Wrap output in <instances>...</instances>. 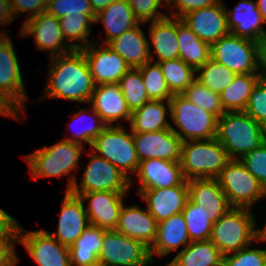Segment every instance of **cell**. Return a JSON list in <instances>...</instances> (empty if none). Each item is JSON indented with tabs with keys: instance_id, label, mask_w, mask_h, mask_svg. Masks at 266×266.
<instances>
[{
	"instance_id": "26",
	"label": "cell",
	"mask_w": 266,
	"mask_h": 266,
	"mask_svg": "<svg viewBox=\"0 0 266 266\" xmlns=\"http://www.w3.org/2000/svg\"><path fill=\"white\" fill-rule=\"evenodd\" d=\"M190 242L183 213L162 220L158 222L155 241L149 248L151 261L153 262L154 254L160 257L167 256L181 246L184 249Z\"/></svg>"
},
{
	"instance_id": "37",
	"label": "cell",
	"mask_w": 266,
	"mask_h": 266,
	"mask_svg": "<svg viewBox=\"0 0 266 266\" xmlns=\"http://www.w3.org/2000/svg\"><path fill=\"white\" fill-rule=\"evenodd\" d=\"M158 63L173 95L182 94L196 80V70L180 58Z\"/></svg>"
},
{
	"instance_id": "31",
	"label": "cell",
	"mask_w": 266,
	"mask_h": 266,
	"mask_svg": "<svg viewBox=\"0 0 266 266\" xmlns=\"http://www.w3.org/2000/svg\"><path fill=\"white\" fill-rule=\"evenodd\" d=\"M105 229L88 225L80 237L69 247L71 266H100L98 255Z\"/></svg>"
},
{
	"instance_id": "15",
	"label": "cell",
	"mask_w": 266,
	"mask_h": 266,
	"mask_svg": "<svg viewBox=\"0 0 266 266\" xmlns=\"http://www.w3.org/2000/svg\"><path fill=\"white\" fill-rule=\"evenodd\" d=\"M95 45L97 43L94 40L82 50L87 59L94 84H118L130 66L107 44L103 46L101 43L99 49Z\"/></svg>"
},
{
	"instance_id": "19",
	"label": "cell",
	"mask_w": 266,
	"mask_h": 266,
	"mask_svg": "<svg viewBox=\"0 0 266 266\" xmlns=\"http://www.w3.org/2000/svg\"><path fill=\"white\" fill-rule=\"evenodd\" d=\"M187 183L189 200L197 205L211 222L216 223L232 208L216 178L191 179Z\"/></svg>"
},
{
	"instance_id": "51",
	"label": "cell",
	"mask_w": 266,
	"mask_h": 266,
	"mask_svg": "<svg viewBox=\"0 0 266 266\" xmlns=\"http://www.w3.org/2000/svg\"><path fill=\"white\" fill-rule=\"evenodd\" d=\"M20 223L0 208V235H18Z\"/></svg>"
},
{
	"instance_id": "5",
	"label": "cell",
	"mask_w": 266,
	"mask_h": 266,
	"mask_svg": "<svg viewBox=\"0 0 266 266\" xmlns=\"http://www.w3.org/2000/svg\"><path fill=\"white\" fill-rule=\"evenodd\" d=\"M255 219L251 209L232 207L213 223L210 241L223 256L246 248L258 241Z\"/></svg>"
},
{
	"instance_id": "42",
	"label": "cell",
	"mask_w": 266,
	"mask_h": 266,
	"mask_svg": "<svg viewBox=\"0 0 266 266\" xmlns=\"http://www.w3.org/2000/svg\"><path fill=\"white\" fill-rule=\"evenodd\" d=\"M181 95L196 106L213 113L217 118L225 113L221 104L220 94L211 91L198 80H195Z\"/></svg>"
},
{
	"instance_id": "14",
	"label": "cell",
	"mask_w": 266,
	"mask_h": 266,
	"mask_svg": "<svg viewBox=\"0 0 266 266\" xmlns=\"http://www.w3.org/2000/svg\"><path fill=\"white\" fill-rule=\"evenodd\" d=\"M20 34L22 37L33 35L36 49L49 51V58L72 51L65 42L60 19L47 12L26 20L22 25Z\"/></svg>"
},
{
	"instance_id": "16",
	"label": "cell",
	"mask_w": 266,
	"mask_h": 266,
	"mask_svg": "<svg viewBox=\"0 0 266 266\" xmlns=\"http://www.w3.org/2000/svg\"><path fill=\"white\" fill-rule=\"evenodd\" d=\"M82 201L88 200L85 208L89 223L105 230H115L127 192H89L72 193Z\"/></svg>"
},
{
	"instance_id": "9",
	"label": "cell",
	"mask_w": 266,
	"mask_h": 266,
	"mask_svg": "<svg viewBox=\"0 0 266 266\" xmlns=\"http://www.w3.org/2000/svg\"><path fill=\"white\" fill-rule=\"evenodd\" d=\"M211 58L236 74H259L258 42L231 32L211 45Z\"/></svg>"
},
{
	"instance_id": "45",
	"label": "cell",
	"mask_w": 266,
	"mask_h": 266,
	"mask_svg": "<svg viewBox=\"0 0 266 266\" xmlns=\"http://www.w3.org/2000/svg\"><path fill=\"white\" fill-rule=\"evenodd\" d=\"M129 6L133 10L135 19L143 24L147 22H153L160 20L167 16V14H161L160 6H168L167 0H127ZM164 3H163V2ZM163 3V4H162Z\"/></svg>"
},
{
	"instance_id": "8",
	"label": "cell",
	"mask_w": 266,
	"mask_h": 266,
	"mask_svg": "<svg viewBox=\"0 0 266 266\" xmlns=\"http://www.w3.org/2000/svg\"><path fill=\"white\" fill-rule=\"evenodd\" d=\"M231 207L252 209L266 191L240 160H231L216 177Z\"/></svg>"
},
{
	"instance_id": "2",
	"label": "cell",
	"mask_w": 266,
	"mask_h": 266,
	"mask_svg": "<svg viewBox=\"0 0 266 266\" xmlns=\"http://www.w3.org/2000/svg\"><path fill=\"white\" fill-rule=\"evenodd\" d=\"M216 138L231 160H240L266 141V128L245 111H227L218 118Z\"/></svg>"
},
{
	"instance_id": "4",
	"label": "cell",
	"mask_w": 266,
	"mask_h": 266,
	"mask_svg": "<svg viewBox=\"0 0 266 266\" xmlns=\"http://www.w3.org/2000/svg\"><path fill=\"white\" fill-rule=\"evenodd\" d=\"M231 161L217 138L184 141L181 144V168L185 180L216 178Z\"/></svg>"
},
{
	"instance_id": "35",
	"label": "cell",
	"mask_w": 266,
	"mask_h": 266,
	"mask_svg": "<svg viewBox=\"0 0 266 266\" xmlns=\"http://www.w3.org/2000/svg\"><path fill=\"white\" fill-rule=\"evenodd\" d=\"M94 20L90 16H63L60 18V26L66 44L72 50H83L94 41H89L91 26ZM80 42L74 43V42Z\"/></svg>"
},
{
	"instance_id": "22",
	"label": "cell",
	"mask_w": 266,
	"mask_h": 266,
	"mask_svg": "<svg viewBox=\"0 0 266 266\" xmlns=\"http://www.w3.org/2000/svg\"><path fill=\"white\" fill-rule=\"evenodd\" d=\"M147 204L146 208L157 222L182 213L188 197V183L179 186L137 191Z\"/></svg>"
},
{
	"instance_id": "48",
	"label": "cell",
	"mask_w": 266,
	"mask_h": 266,
	"mask_svg": "<svg viewBox=\"0 0 266 266\" xmlns=\"http://www.w3.org/2000/svg\"><path fill=\"white\" fill-rule=\"evenodd\" d=\"M10 10L13 18H18L21 13H28L29 16L26 20H29L43 12H46L47 3L45 0H9Z\"/></svg>"
},
{
	"instance_id": "11",
	"label": "cell",
	"mask_w": 266,
	"mask_h": 266,
	"mask_svg": "<svg viewBox=\"0 0 266 266\" xmlns=\"http://www.w3.org/2000/svg\"><path fill=\"white\" fill-rule=\"evenodd\" d=\"M18 60L11 36L0 32V95L18 113H26L28 98Z\"/></svg>"
},
{
	"instance_id": "40",
	"label": "cell",
	"mask_w": 266,
	"mask_h": 266,
	"mask_svg": "<svg viewBox=\"0 0 266 266\" xmlns=\"http://www.w3.org/2000/svg\"><path fill=\"white\" fill-rule=\"evenodd\" d=\"M150 100H170L173 97L159 63L146 62L139 67Z\"/></svg>"
},
{
	"instance_id": "47",
	"label": "cell",
	"mask_w": 266,
	"mask_h": 266,
	"mask_svg": "<svg viewBox=\"0 0 266 266\" xmlns=\"http://www.w3.org/2000/svg\"><path fill=\"white\" fill-rule=\"evenodd\" d=\"M266 191V141L240 159Z\"/></svg>"
},
{
	"instance_id": "54",
	"label": "cell",
	"mask_w": 266,
	"mask_h": 266,
	"mask_svg": "<svg viewBox=\"0 0 266 266\" xmlns=\"http://www.w3.org/2000/svg\"><path fill=\"white\" fill-rule=\"evenodd\" d=\"M0 116L19 121L18 112L0 95Z\"/></svg>"
},
{
	"instance_id": "46",
	"label": "cell",
	"mask_w": 266,
	"mask_h": 266,
	"mask_svg": "<svg viewBox=\"0 0 266 266\" xmlns=\"http://www.w3.org/2000/svg\"><path fill=\"white\" fill-rule=\"evenodd\" d=\"M245 112L266 128V80L260 78L253 88Z\"/></svg>"
},
{
	"instance_id": "13",
	"label": "cell",
	"mask_w": 266,
	"mask_h": 266,
	"mask_svg": "<svg viewBox=\"0 0 266 266\" xmlns=\"http://www.w3.org/2000/svg\"><path fill=\"white\" fill-rule=\"evenodd\" d=\"M20 243L38 266H71L69 247L62 245L43 228L26 232L20 225Z\"/></svg>"
},
{
	"instance_id": "49",
	"label": "cell",
	"mask_w": 266,
	"mask_h": 266,
	"mask_svg": "<svg viewBox=\"0 0 266 266\" xmlns=\"http://www.w3.org/2000/svg\"><path fill=\"white\" fill-rule=\"evenodd\" d=\"M15 244H18V235H0V266H17Z\"/></svg>"
},
{
	"instance_id": "18",
	"label": "cell",
	"mask_w": 266,
	"mask_h": 266,
	"mask_svg": "<svg viewBox=\"0 0 266 266\" xmlns=\"http://www.w3.org/2000/svg\"><path fill=\"white\" fill-rule=\"evenodd\" d=\"M139 161L163 159L173 162L181 160L182 140L170 129L155 132L133 133Z\"/></svg>"
},
{
	"instance_id": "55",
	"label": "cell",
	"mask_w": 266,
	"mask_h": 266,
	"mask_svg": "<svg viewBox=\"0 0 266 266\" xmlns=\"http://www.w3.org/2000/svg\"><path fill=\"white\" fill-rule=\"evenodd\" d=\"M91 8L95 14L99 13L101 10L105 9L115 0H89Z\"/></svg>"
},
{
	"instance_id": "52",
	"label": "cell",
	"mask_w": 266,
	"mask_h": 266,
	"mask_svg": "<svg viewBox=\"0 0 266 266\" xmlns=\"http://www.w3.org/2000/svg\"><path fill=\"white\" fill-rule=\"evenodd\" d=\"M259 75L266 80V35L258 42Z\"/></svg>"
},
{
	"instance_id": "12",
	"label": "cell",
	"mask_w": 266,
	"mask_h": 266,
	"mask_svg": "<svg viewBox=\"0 0 266 266\" xmlns=\"http://www.w3.org/2000/svg\"><path fill=\"white\" fill-rule=\"evenodd\" d=\"M90 155L87 167L81 183L77 180L71 187L70 193H89L101 191L128 192L130 188V179L124 175L117 167L106 159L95 154Z\"/></svg>"
},
{
	"instance_id": "38",
	"label": "cell",
	"mask_w": 266,
	"mask_h": 266,
	"mask_svg": "<svg viewBox=\"0 0 266 266\" xmlns=\"http://www.w3.org/2000/svg\"><path fill=\"white\" fill-rule=\"evenodd\" d=\"M118 84L131 113L150 101L139 68H130Z\"/></svg>"
},
{
	"instance_id": "44",
	"label": "cell",
	"mask_w": 266,
	"mask_h": 266,
	"mask_svg": "<svg viewBox=\"0 0 266 266\" xmlns=\"http://www.w3.org/2000/svg\"><path fill=\"white\" fill-rule=\"evenodd\" d=\"M222 266H266V249L248 246L223 256Z\"/></svg>"
},
{
	"instance_id": "53",
	"label": "cell",
	"mask_w": 266,
	"mask_h": 266,
	"mask_svg": "<svg viewBox=\"0 0 266 266\" xmlns=\"http://www.w3.org/2000/svg\"><path fill=\"white\" fill-rule=\"evenodd\" d=\"M12 21L14 18L10 10L9 0H0V27L10 24Z\"/></svg>"
},
{
	"instance_id": "39",
	"label": "cell",
	"mask_w": 266,
	"mask_h": 266,
	"mask_svg": "<svg viewBox=\"0 0 266 266\" xmlns=\"http://www.w3.org/2000/svg\"><path fill=\"white\" fill-rule=\"evenodd\" d=\"M198 80L211 91L221 94L233 81L236 73L226 66L210 58L202 67L196 70Z\"/></svg>"
},
{
	"instance_id": "34",
	"label": "cell",
	"mask_w": 266,
	"mask_h": 266,
	"mask_svg": "<svg viewBox=\"0 0 266 266\" xmlns=\"http://www.w3.org/2000/svg\"><path fill=\"white\" fill-rule=\"evenodd\" d=\"M259 79V74H236L231 84L220 94L224 111H245L252 90Z\"/></svg>"
},
{
	"instance_id": "24",
	"label": "cell",
	"mask_w": 266,
	"mask_h": 266,
	"mask_svg": "<svg viewBox=\"0 0 266 266\" xmlns=\"http://www.w3.org/2000/svg\"><path fill=\"white\" fill-rule=\"evenodd\" d=\"M226 14L229 32L256 42L266 35L263 27L266 22L257 8L256 1L241 0L233 10L226 7Z\"/></svg>"
},
{
	"instance_id": "57",
	"label": "cell",
	"mask_w": 266,
	"mask_h": 266,
	"mask_svg": "<svg viewBox=\"0 0 266 266\" xmlns=\"http://www.w3.org/2000/svg\"><path fill=\"white\" fill-rule=\"evenodd\" d=\"M266 199V198H265ZM257 240L260 242H266V224L264 225V228L257 229Z\"/></svg>"
},
{
	"instance_id": "3",
	"label": "cell",
	"mask_w": 266,
	"mask_h": 266,
	"mask_svg": "<svg viewBox=\"0 0 266 266\" xmlns=\"http://www.w3.org/2000/svg\"><path fill=\"white\" fill-rule=\"evenodd\" d=\"M83 148L84 146L81 144L62 139L53 145L42 146L41 149L25 155L23 158L29 165L28 172L32 179L62 177L71 174L66 190V192H70L77 179L71 172L79 168L82 152L86 153Z\"/></svg>"
},
{
	"instance_id": "43",
	"label": "cell",
	"mask_w": 266,
	"mask_h": 266,
	"mask_svg": "<svg viewBox=\"0 0 266 266\" xmlns=\"http://www.w3.org/2000/svg\"><path fill=\"white\" fill-rule=\"evenodd\" d=\"M46 12L59 19L63 16H90L95 21L96 17L89 0H52L47 3Z\"/></svg>"
},
{
	"instance_id": "10",
	"label": "cell",
	"mask_w": 266,
	"mask_h": 266,
	"mask_svg": "<svg viewBox=\"0 0 266 266\" xmlns=\"http://www.w3.org/2000/svg\"><path fill=\"white\" fill-rule=\"evenodd\" d=\"M100 266H148L152 264L149 248L117 230H105L100 253Z\"/></svg>"
},
{
	"instance_id": "23",
	"label": "cell",
	"mask_w": 266,
	"mask_h": 266,
	"mask_svg": "<svg viewBox=\"0 0 266 266\" xmlns=\"http://www.w3.org/2000/svg\"><path fill=\"white\" fill-rule=\"evenodd\" d=\"M90 106L98 113L107 126H113L120 119L130 122L131 111L123 97L119 84L95 85Z\"/></svg>"
},
{
	"instance_id": "1",
	"label": "cell",
	"mask_w": 266,
	"mask_h": 266,
	"mask_svg": "<svg viewBox=\"0 0 266 266\" xmlns=\"http://www.w3.org/2000/svg\"><path fill=\"white\" fill-rule=\"evenodd\" d=\"M49 59L44 99L60 98L89 103L95 84L83 51L72 50Z\"/></svg>"
},
{
	"instance_id": "20",
	"label": "cell",
	"mask_w": 266,
	"mask_h": 266,
	"mask_svg": "<svg viewBox=\"0 0 266 266\" xmlns=\"http://www.w3.org/2000/svg\"><path fill=\"white\" fill-rule=\"evenodd\" d=\"M60 215L57 223V232H49L62 245L70 247L90 225L84 207V201L70 192L65 191L61 200Z\"/></svg>"
},
{
	"instance_id": "56",
	"label": "cell",
	"mask_w": 266,
	"mask_h": 266,
	"mask_svg": "<svg viewBox=\"0 0 266 266\" xmlns=\"http://www.w3.org/2000/svg\"><path fill=\"white\" fill-rule=\"evenodd\" d=\"M257 8L262 15L263 20L266 22V0H257Z\"/></svg>"
},
{
	"instance_id": "21",
	"label": "cell",
	"mask_w": 266,
	"mask_h": 266,
	"mask_svg": "<svg viewBox=\"0 0 266 266\" xmlns=\"http://www.w3.org/2000/svg\"><path fill=\"white\" fill-rule=\"evenodd\" d=\"M134 176L139 178L138 191L179 186L185 181L180 162L154 158L139 162Z\"/></svg>"
},
{
	"instance_id": "36",
	"label": "cell",
	"mask_w": 266,
	"mask_h": 266,
	"mask_svg": "<svg viewBox=\"0 0 266 266\" xmlns=\"http://www.w3.org/2000/svg\"><path fill=\"white\" fill-rule=\"evenodd\" d=\"M89 109L90 110L88 111V109L86 108H81L78 112L73 114V119L70 120L71 122L70 124H68V127H71V123H75L76 121L79 123L78 125L82 124L85 126H82V128H79V130L73 131V135L71 137H68L67 135L64 140L75 142L81 145H85V143H88L91 146L93 140L97 138L101 134V132L107 127L106 123L91 106L89 107ZM86 114H89L88 117L86 116ZM85 122L87 123V125Z\"/></svg>"
},
{
	"instance_id": "32",
	"label": "cell",
	"mask_w": 266,
	"mask_h": 266,
	"mask_svg": "<svg viewBox=\"0 0 266 266\" xmlns=\"http://www.w3.org/2000/svg\"><path fill=\"white\" fill-rule=\"evenodd\" d=\"M177 38L179 58L188 66L197 70L211 58V45L200 40L181 18H177Z\"/></svg>"
},
{
	"instance_id": "33",
	"label": "cell",
	"mask_w": 266,
	"mask_h": 266,
	"mask_svg": "<svg viewBox=\"0 0 266 266\" xmlns=\"http://www.w3.org/2000/svg\"><path fill=\"white\" fill-rule=\"evenodd\" d=\"M172 261L177 266H222L223 255L210 241H193L181 249Z\"/></svg>"
},
{
	"instance_id": "7",
	"label": "cell",
	"mask_w": 266,
	"mask_h": 266,
	"mask_svg": "<svg viewBox=\"0 0 266 266\" xmlns=\"http://www.w3.org/2000/svg\"><path fill=\"white\" fill-rule=\"evenodd\" d=\"M123 126L122 124L107 126L93 140L91 147L95 154L112 163L126 175L130 179V185H132V178L129 173L132 172L135 175L140 161L135 149L133 132L127 133Z\"/></svg>"
},
{
	"instance_id": "6",
	"label": "cell",
	"mask_w": 266,
	"mask_h": 266,
	"mask_svg": "<svg viewBox=\"0 0 266 266\" xmlns=\"http://www.w3.org/2000/svg\"><path fill=\"white\" fill-rule=\"evenodd\" d=\"M169 102V115L177 127L171 125L170 128L182 142L216 138L218 118L213 113L196 106L181 94H174Z\"/></svg>"
},
{
	"instance_id": "50",
	"label": "cell",
	"mask_w": 266,
	"mask_h": 266,
	"mask_svg": "<svg viewBox=\"0 0 266 266\" xmlns=\"http://www.w3.org/2000/svg\"><path fill=\"white\" fill-rule=\"evenodd\" d=\"M219 0H168V8L171 4L178 11H171L172 17L182 18L185 14L198 10L201 8L209 7L216 4Z\"/></svg>"
},
{
	"instance_id": "17",
	"label": "cell",
	"mask_w": 266,
	"mask_h": 266,
	"mask_svg": "<svg viewBox=\"0 0 266 266\" xmlns=\"http://www.w3.org/2000/svg\"><path fill=\"white\" fill-rule=\"evenodd\" d=\"M181 20L200 40L210 45L229 33L226 5L222 0L212 6L191 11Z\"/></svg>"
},
{
	"instance_id": "30",
	"label": "cell",
	"mask_w": 266,
	"mask_h": 266,
	"mask_svg": "<svg viewBox=\"0 0 266 266\" xmlns=\"http://www.w3.org/2000/svg\"><path fill=\"white\" fill-rule=\"evenodd\" d=\"M168 111L169 100H150L131 113L130 130L133 133H146L170 129L171 124L166 118Z\"/></svg>"
},
{
	"instance_id": "25",
	"label": "cell",
	"mask_w": 266,
	"mask_h": 266,
	"mask_svg": "<svg viewBox=\"0 0 266 266\" xmlns=\"http://www.w3.org/2000/svg\"><path fill=\"white\" fill-rule=\"evenodd\" d=\"M158 222L147 209L139 206H122L118 224L115 230L132 239L141 241L150 248L156 238Z\"/></svg>"
},
{
	"instance_id": "41",
	"label": "cell",
	"mask_w": 266,
	"mask_h": 266,
	"mask_svg": "<svg viewBox=\"0 0 266 266\" xmlns=\"http://www.w3.org/2000/svg\"><path fill=\"white\" fill-rule=\"evenodd\" d=\"M191 242L210 240L213 222L189 199L182 211Z\"/></svg>"
},
{
	"instance_id": "58",
	"label": "cell",
	"mask_w": 266,
	"mask_h": 266,
	"mask_svg": "<svg viewBox=\"0 0 266 266\" xmlns=\"http://www.w3.org/2000/svg\"><path fill=\"white\" fill-rule=\"evenodd\" d=\"M166 266H177L172 260Z\"/></svg>"
},
{
	"instance_id": "28",
	"label": "cell",
	"mask_w": 266,
	"mask_h": 266,
	"mask_svg": "<svg viewBox=\"0 0 266 266\" xmlns=\"http://www.w3.org/2000/svg\"><path fill=\"white\" fill-rule=\"evenodd\" d=\"M140 25L141 23L107 44L125 60L130 68H139L151 60L149 54L150 42Z\"/></svg>"
},
{
	"instance_id": "29",
	"label": "cell",
	"mask_w": 266,
	"mask_h": 266,
	"mask_svg": "<svg viewBox=\"0 0 266 266\" xmlns=\"http://www.w3.org/2000/svg\"><path fill=\"white\" fill-rule=\"evenodd\" d=\"M94 22H101L106 31L103 45L139 24L127 0H115L96 14Z\"/></svg>"
},
{
	"instance_id": "27",
	"label": "cell",
	"mask_w": 266,
	"mask_h": 266,
	"mask_svg": "<svg viewBox=\"0 0 266 266\" xmlns=\"http://www.w3.org/2000/svg\"><path fill=\"white\" fill-rule=\"evenodd\" d=\"M148 34L154 50L151 52L149 49L152 62L158 63L179 58L177 18L167 15L160 20L151 22ZM154 53H156L157 60H155Z\"/></svg>"
}]
</instances>
